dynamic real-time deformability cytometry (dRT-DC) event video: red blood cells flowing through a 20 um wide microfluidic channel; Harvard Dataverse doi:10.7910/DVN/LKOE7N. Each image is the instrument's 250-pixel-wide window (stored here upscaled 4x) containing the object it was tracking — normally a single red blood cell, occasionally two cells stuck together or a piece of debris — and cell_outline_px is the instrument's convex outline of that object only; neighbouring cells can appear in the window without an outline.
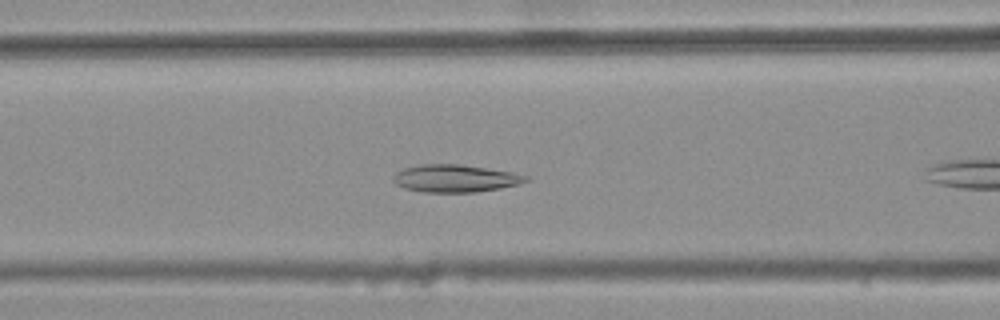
{"species": "common noctule bat (a hibernating species)", "species_latin": "Nyctalus noctula", "temperature_condition": "warm", "stored_images_in_passage": 9, "camera_frame_rate_fps": 3000, "um_per_image_px": 0.085, "animal": {"sex": "female", "body_mass_g": 25.1}, "frame": {"image": 1, "passage_image": 7, "time_ms": 2.0, "image_size_px": [1000, 320], "cell_outline_px": [[528, 180], [516, 184], [500, 188], [476, 192], [420, 192], [404, 188], [396, 184], [392, 180], [392, 176], [396, 172], [404, 168], [420, 164], [460, 164], [512, 172], [528, 176]], "centroid_in_image_um": [38.63, 15.16], "position_along_channel_um": 128.0, "area_um2": 21.21}}